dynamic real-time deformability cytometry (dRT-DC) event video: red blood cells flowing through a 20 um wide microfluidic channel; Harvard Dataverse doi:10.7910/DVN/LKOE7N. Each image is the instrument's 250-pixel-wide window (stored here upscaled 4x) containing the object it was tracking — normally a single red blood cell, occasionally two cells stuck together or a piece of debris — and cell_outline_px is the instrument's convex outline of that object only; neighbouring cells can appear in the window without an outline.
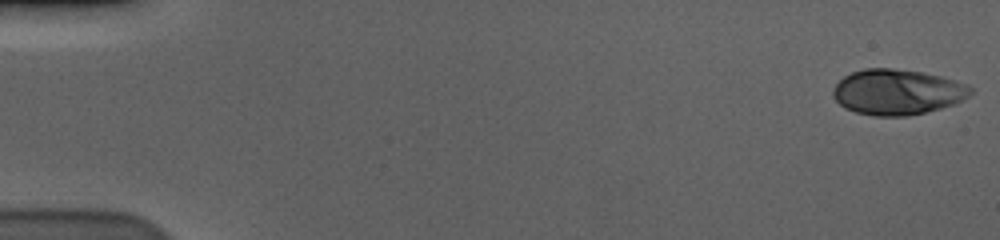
{"species": "human", "species_latin": "Homo sapiens", "temperature_condition": "cold", "stored_images_in_passage": 57, "camera_frame_rate_fps": 3000, "um_per_image_px": 0.085, "donor": {"sex": "male"}, "frame": {"image": 1, "passage_image": 1, "time_ms": 0.0, "image_size_px": [1000, 240], "cell_outline_px": [[972, 92], [964, 100], [940, 108], [908, 116], [876, 116], [856, 112], [844, 108], [832, 96], [832, 88], [844, 76], [852, 72], [864, 68], [892, 68], [920, 72], [940, 76], [968, 84], [972, 88]], "centroid_in_image_um": [76.25, 7.82], "position_along_channel_um": 8.7, "area_um2": 36.41}}
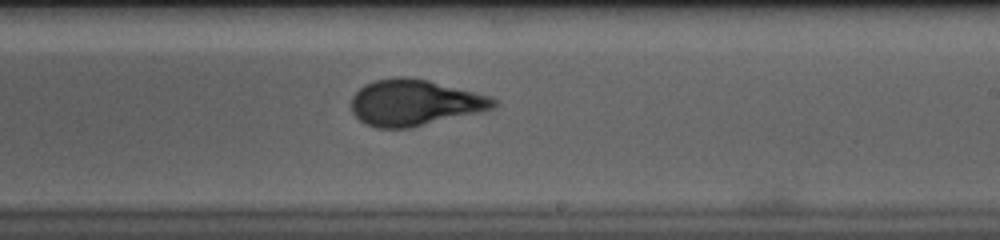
{"frame": {"image": 2, "passage_image": 35, "time_ms": 11.333, "image_size_px": [1000, 240], "cell_outline_px": [[500, 104], [492, 108], [480, 112], [408, 128], [376, 128], [364, 124], [352, 112], [352, 96], [364, 84], [376, 80], [428, 80], [488, 96], [500, 100]], "centroid_in_image_um": [35.25, 8.77], "position_along_channel_um": 253.7, "area_um2": 37.22}}
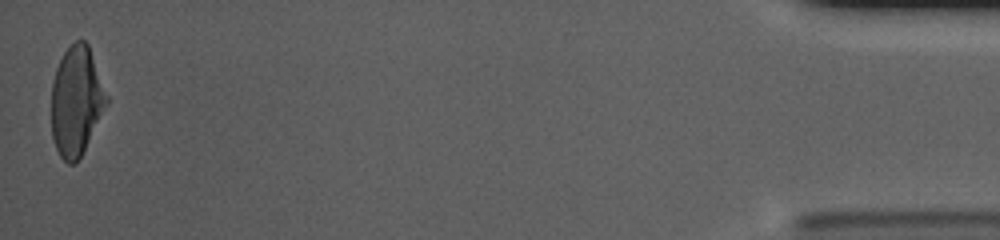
{"frame": {"image": 3, "passage_image": 57, "time_ms": 18.667, "image_size_px": [1000, 240], "cell_outline_px": [[108, 104], [80, 156], [72, 164], [68, 164], [60, 156], [56, 148], [52, 136], [52, 80], [56, 68], [64, 52], [76, 40], [84, 40], [88, 44], [108, 96]], "centroid_in_image_um": [6.49, 8.57], "position_along_channel_um": 428.7, "area_um2": 34.8}, "authors_computed_cell_mechanics": {"area_um2": 36.414, "velocity_mm_per_s": 3.5973, "shape_relaxation_time_tau1_ms": 4.094, "shape_relaxation_time_tau2_ms": null, "deformation_change_tau1": 0.1772, "deformation_change_tau2": null}}